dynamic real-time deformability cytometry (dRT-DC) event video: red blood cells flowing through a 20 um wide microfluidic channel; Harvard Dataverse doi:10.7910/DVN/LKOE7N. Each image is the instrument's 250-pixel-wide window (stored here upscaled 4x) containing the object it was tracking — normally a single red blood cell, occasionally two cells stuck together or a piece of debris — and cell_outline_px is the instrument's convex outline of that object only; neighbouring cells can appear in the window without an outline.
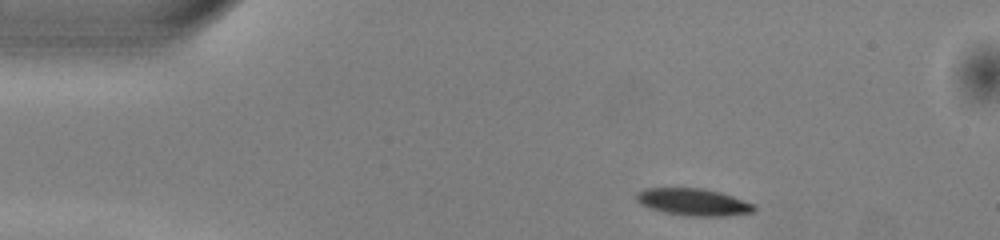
{"species": "common noctule bat (a hibernating species)", "species_latin": "Nyctalus noctula", "temperature_condition": "warm", "stored_images_in_passage": 44, "camera_frame_rate_fps": 3000, "um_per_image_px": 0.085, "animal": {"sex": "male", "body_mass_g": 13.0, "forearm_length_mm": 53.1}, "frame": {"image": 1, "passage_image": 1, "time_ms": 0.0, "image_size_px": [1000, 240], "cell_outline_px": [[756, 212], [724, 216], [688, 216], [664, 212], [640, 204], [636, 200], [636, 192], [644, 188], [704, 188], [720, 192], [756, 204]], "centroid_in_image_um": [58.96, 17.17], "position_along_channel_um": 26.0, "area_um2": 18.73}}
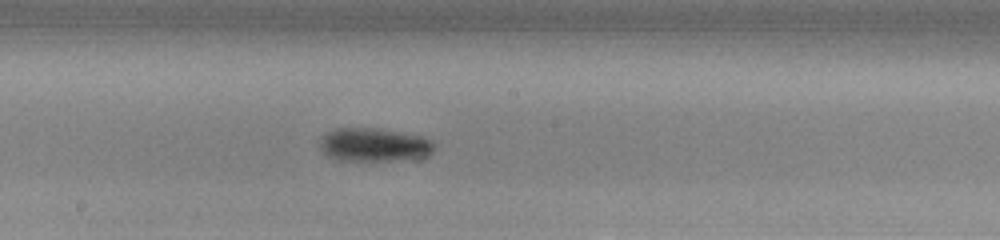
{"frame": {"image": 2, "passage_image": 20, "time_ms": 6.333, "image_size_px": [1000, 240], "cell_outline_px": [[436, 148], [428, 156], [420, 160], [340, 160], [328, 156], [320, 148], [320, 136], [336, 128], [372, 128], [420, 136], [432, 140], [436, 144]], "centroid_in_image_um": [31.85, 12.33], "position_along_channel_um": 216.3, "area_um2": 22.48}}
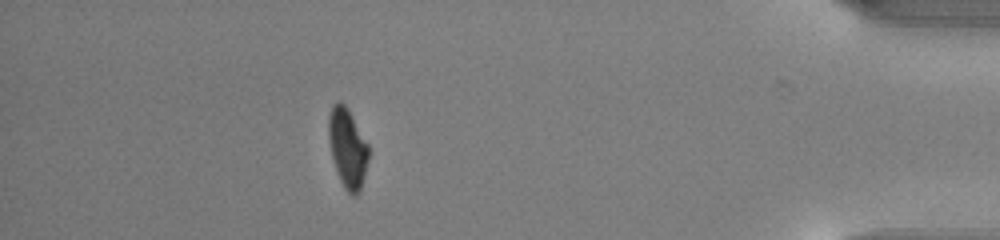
{"frame": {"image": 3, "passage_image": 38, "time_ms": 12.333, "image_size_px": [1000, 240], "cell_outline_px": [[368, 160], [360, 188], [356, 196], [352, 196], [344, 188], [340, 180], [332, 156], [328, 140], [328, 116], [332, 104], [340, 100], [348, 108], [368, 144]], "centroid_in_image_um": [29.52, 12.53], "position_along_channel_um": 405.7, "area_um2": 18.38}, "authors_computed_cell_mechanics": {"area_um2": 19.9988, "velocity_mm_per_s": 4.0393, "shape_relaxation_time_tau1_ms": 1.9505, "shape_relaxation_time_tau2_ms": null, "deformation_change_tau1": 0.1204, "deformation_change_tau2": null}}